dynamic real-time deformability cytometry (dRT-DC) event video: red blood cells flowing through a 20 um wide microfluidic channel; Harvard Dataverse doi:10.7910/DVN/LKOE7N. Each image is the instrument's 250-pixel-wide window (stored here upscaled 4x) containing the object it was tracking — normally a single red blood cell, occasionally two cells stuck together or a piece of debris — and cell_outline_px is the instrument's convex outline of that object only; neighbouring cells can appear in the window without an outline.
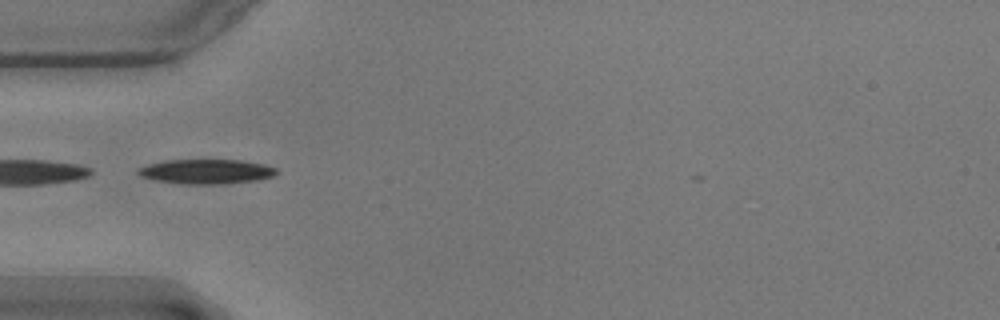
{"species": "common noctule bat (a hibernating species)", "species_latin": "Nyctalus noctula", "temperature_condition": "warm", "stored_images_in_passage": 16, "camera_frame_rate_fps": 3000, "um_per_image_px": 0.085, "animal": {"sex": "male", "body_mass_g": 17.9}, "frame": {"image": 1, "passage_image": 1, "time_ms": 0.0, "image_size_px": [1000, 320], "cell_outline_px": [[280, 172], [276, 176], [260, 180], [224, 184], [184, 184], [156, 180], [140, 176], [136, 172], [136, 168], [148, 164], [164, 160], [244, 160], [264, 164], [276, 168]], "centroid_in_image_um": [17.58, 14.58], "position_along_channel_um": 67.4, "area_um2": 20.23}}